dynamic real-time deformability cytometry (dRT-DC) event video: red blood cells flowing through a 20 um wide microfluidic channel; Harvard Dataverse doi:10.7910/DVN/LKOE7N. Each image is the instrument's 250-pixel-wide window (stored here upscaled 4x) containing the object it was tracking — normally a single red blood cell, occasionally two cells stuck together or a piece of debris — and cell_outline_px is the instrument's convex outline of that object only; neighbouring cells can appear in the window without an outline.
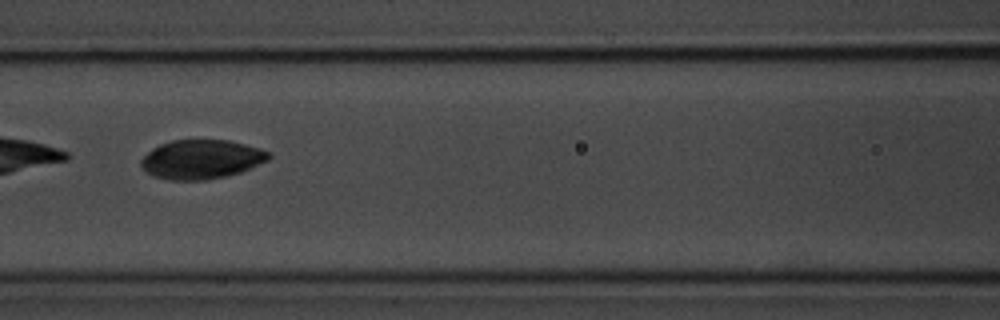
{"species": "common noctule bat (a hibernating species)", "species_latin": "Nyctalus noctula", "temperature_condition": "room temperature", "stored_images_in_passage": 9, "camera_frame_rate_fps": 3000, "um_per_image_px": 0.085, "animal": {"sex": "male", "body_mass_g": 20.1, "forearm_length_mm": 53.5}, "frame": {"image": 1, "passage_image": 3, "time_ms": 2.333, "image_size_px": [1000, 320], "cell_outline_px": [[272, 156], [268, 160], [240, 172], [208, 180], [168, 180], [152, 176], [140, 164], [140, 160], [152, 148], [160, 144], [172, 140], [228, 140], [244, 144], [268, 152]], "centroid_in_image_um": [17.08, 13.55], "position_along_channel_um": 149.5, "area_um2": 28.9}}
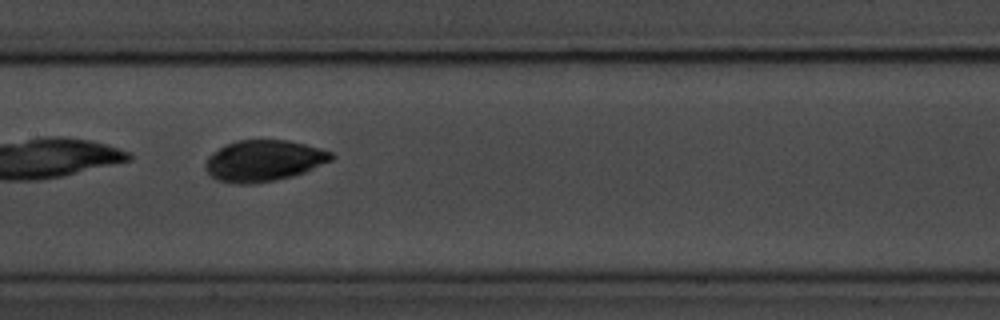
{"frame": {"image": 2, "passage_image": 4, "time_ms": 3.333, "image_size_px": [1000, 320], "cell_outline_px": [[336, 156], [332, 160], [304, 172], [292, 176], [276, 180], [256, 184], [236, 184], [220, 180], [212, 176], [204, 168], [204, 164], [208, 156], [212, 152], [236, 140], [288, 140], [320, 148], [332, 152]], "centroid_in_image_um": [22.42, 13.66], "position_along_channel_um": 185.0, "area_um2": 30.23}}